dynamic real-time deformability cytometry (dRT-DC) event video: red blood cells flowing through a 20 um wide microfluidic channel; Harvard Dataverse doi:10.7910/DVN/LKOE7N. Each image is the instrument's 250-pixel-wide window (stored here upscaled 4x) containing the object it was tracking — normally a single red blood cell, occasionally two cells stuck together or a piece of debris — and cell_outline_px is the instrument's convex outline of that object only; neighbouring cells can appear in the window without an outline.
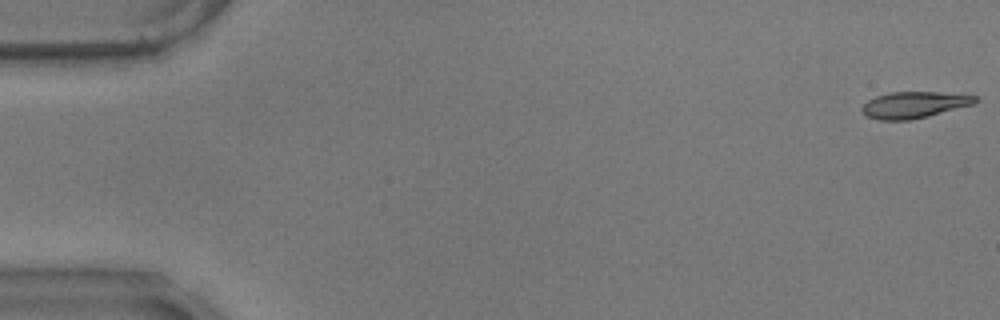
{"species": "common noctule bat (a hibernating species)", "species_latin": "Nyctalus noctula", "temperature_condition": "warm", "stored_images_in_passage": 58, "camera_frame_rate_fps": 3000, "um_per_image_px": 0.085, "animal": {"sex": "male", "body_mass_g": 17.9}, "frame": {"image": 1, "passage_image": 1, "time_ms": 0.0, "image_size_px": [1000, 320], "cell_outline_px": [[980, 100], [972, 104], [928, 116], [908, 120], [880, 120], [868, 116], [860, 108], [868, 100], [876, 96], [888, 92], [940, 92], [976, 96]], "centroid_in_image_um": [77.69, 8.9], "position_along_channel_um": 7.3, "area_um2": 17.22}}
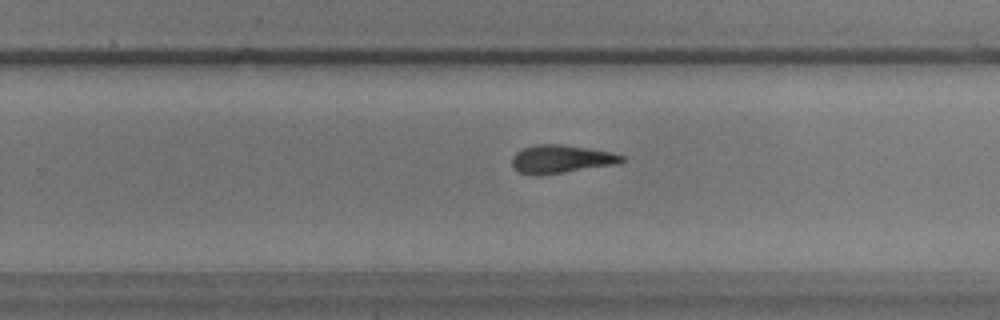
{"frame": {"image": 2, "passage_image": 37, "time_ms": 12.0, "image_size_px": [1000, 320], "cell_outline_px": [[624, 160], [620, 164], [536, 176], [516, 172], [512, 168], [512, 156], [516, 152], [524, 148], [536, 144], [560, 144], [588, 148], [612, 152], [624, 156]], "centroid_in_image_um": [47.67, 13.53], "position_along_channel_um": 282.1, "area_um2": 18.26}}
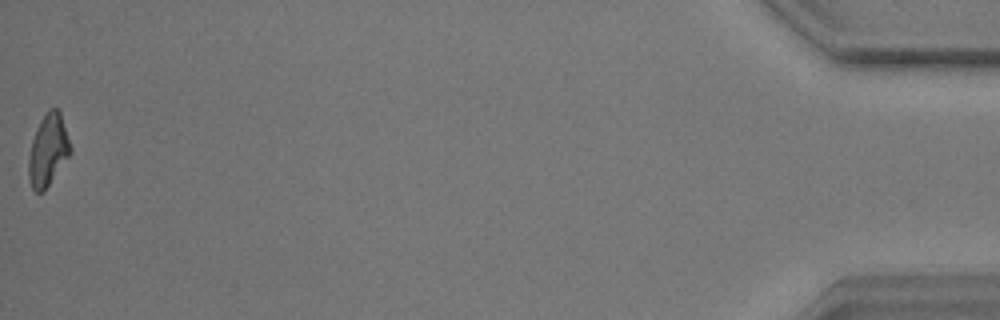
{"frame": {"image": 3, "passage_image": 58, "time_ms": 19.0, "image_size_px": [1000, 320], "cell_outline_px": [[72, 152], [44, 192], [36, 192], [32, 188], [28, 176], [28, 160], [32, 140], [40, 120], [48, 108], [56, 108], [60, 112], [72, 148]], "centroid_in_image_um": [4.09, 12.77], "position_along_channel_um": 431.1, "area_um2": 17.51}, "authors_computed_cell_mechanics": {"area_um2": 18.1781, "velocity_mm_per_s": 3.4975, "shape_relaxation_time_tau1_ms": 4.4847, "shape_relaxation_time_tau2_ms": 4.1643, "deformation_change_tau1": 0.1966, "deformation_change_tau2": 0.1431}}